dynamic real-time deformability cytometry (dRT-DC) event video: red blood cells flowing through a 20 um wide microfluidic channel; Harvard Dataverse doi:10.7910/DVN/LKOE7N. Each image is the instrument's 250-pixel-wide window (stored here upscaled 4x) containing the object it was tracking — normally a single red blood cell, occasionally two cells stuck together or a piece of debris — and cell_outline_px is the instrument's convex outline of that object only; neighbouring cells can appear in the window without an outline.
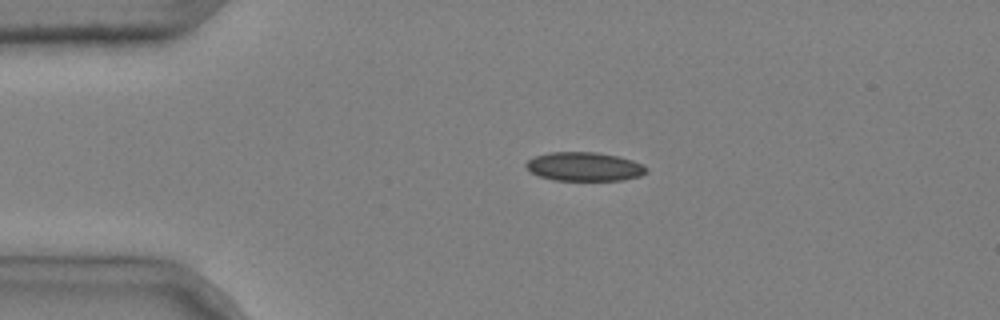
{"species": "common noctule bat (a hibernating species)", "species_latin": "Nyctalus noctula", "temperature_condition": "cold", "stored_images_in_passage": 6, "camera_frame_rate_fps": 3000, "um_per_image_px": 0.085, "animal": {"sex": "male", "body_mass_g": 20.4}, "frame": {"image": 1, "passage_image": 2, "time_ms": 0.333, "image_size_px": [1000, 320], "cell_outline_px": [[648, 172], [640, 176], [624, 180], [552, 180], [540, 176], [532, 172], [524, 164], [528, 160], [536, 156], [548, 152], [596, 152], [616, 156], [632, 160], [644, 164], [648, 168]], "centroid_in_image_um": [49.7, 14.16], "position_along_channel_um": 35.3, "area_um2": 20.23}}
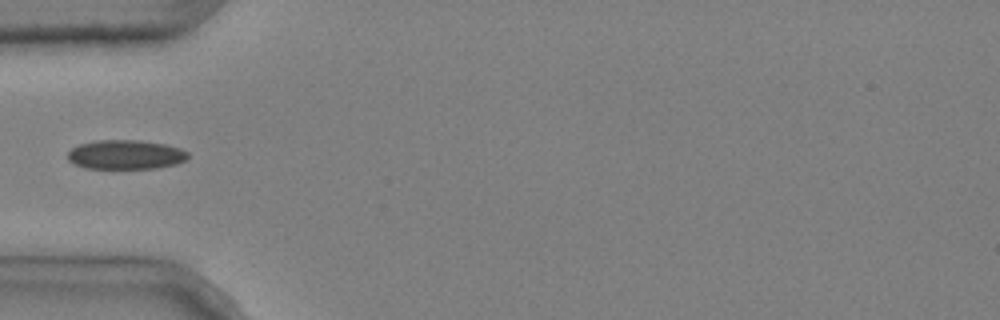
{"frame": {"image": 2, "passage_image": 3, "time_ms": 0.667, "image_size_px": [1000, 320], "cell_outline_px": [[188, 156], [184, 160], [176, 164], [156, 168], [84, 168], [68, 160], [68, 152], [72, 148], [80, 144], [96, 140], [140, 140], [164, 144], [180, 148], [188, 152]], "centroid_in_image_um": [10.67, 13.14], "position_along_channel_um": 74.3, "area_um2": 20.4}}